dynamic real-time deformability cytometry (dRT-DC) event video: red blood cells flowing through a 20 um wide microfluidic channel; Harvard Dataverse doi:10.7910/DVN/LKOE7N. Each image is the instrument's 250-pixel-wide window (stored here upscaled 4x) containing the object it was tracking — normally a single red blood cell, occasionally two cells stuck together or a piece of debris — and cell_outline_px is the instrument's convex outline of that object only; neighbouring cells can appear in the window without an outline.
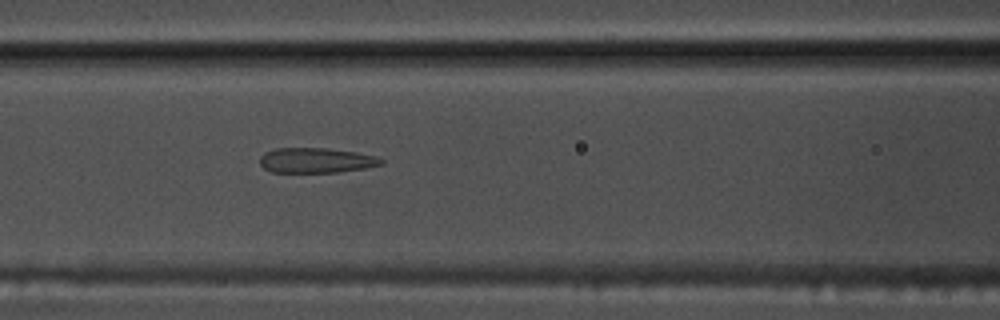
{"species": "common noctule bat (a hibernating species)", "species_latin": "Nyctalus noctula", "temperature_condition": "warm", "stored_images_in_passage": 37, "camera_frame_rate_fps": 3000, "um_per_image_px": 0.085, "animal": {"sex": "male", "body_mass_g": 17.5, "forearm_length_mm": 52.3}, "frame": {"image": 1, "passage_image": 11, "time_ms": 3.333, "image_size_px": [1000, 320], "cell_outline_px": [[384, 164], [364, 168], [336, 172], [272, 172], [264, 168], [260, 164], [260, 156], [264, 152], [276, 148], [328, 148], [356, 152], [376, 156], [384, 160]], "centroid_in_image_um": [26.87, 13.62], "position_along_channel_um": 139.7, "area_um2": 17.74}}
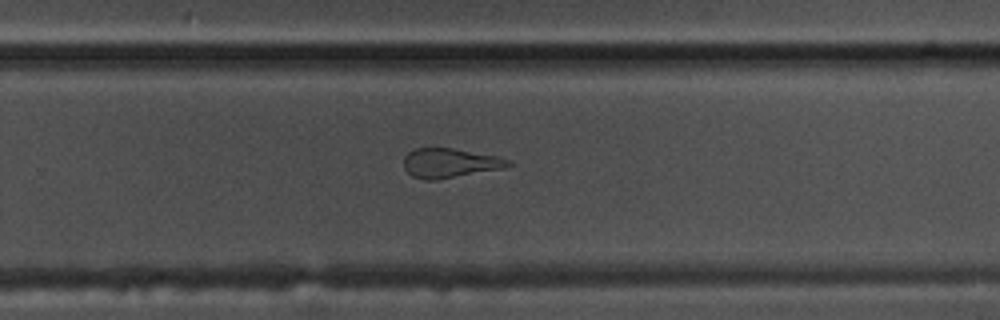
{"frame": {"image": 2, "passage_image": 23, "time_ms": 7.333, "image_size_px": [1000, 320], "cell_outline_px": [[512, 164], [504, 168], [436, 180], [424, 180], [412, 176], [404, 168], [404, 156], [408, 152], [416, 148], [452, 148], [496, 156], [508, 160]], "centroid_in_image_um": [38.2, 13.86], "position_along_channel_um": 291.6, "area_um2": 17.74}}
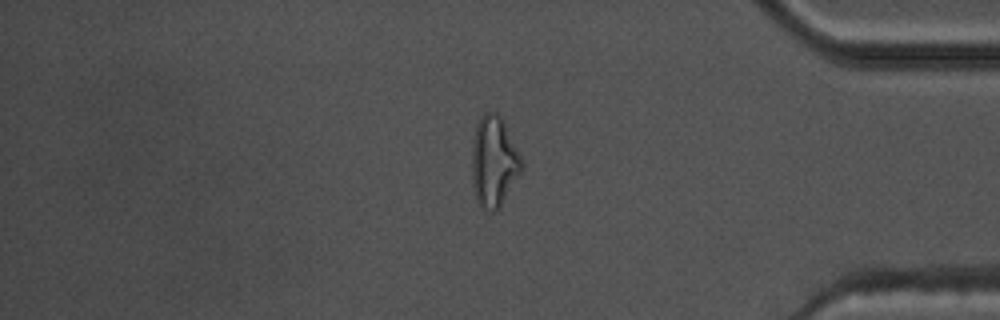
{"frame": {"image": 3, "passage_image": 33, "time_ms": 10.667, "image_size_px": [1000, 320], "cell_outline_px": [[524, 164], [520, 172], [496, 212], [492, 212], [480, 208], [476, 200], [472, 184], [472, 140], [476, 124], [480, 116], [484, 112], [496, 112], [504, 120]], "centroid_in_image_um": [41.95, 13.71], "position_along_channel_um": 393.3, "area_um2": 26.41}, "authors_computed_cell_mechanics": {"area_um2": 18.7272, "velocity_mm_per_s": 3.8128, "shape_relaxation_time_tau1_ms": null, "shape_relaxation_time_tau2_ms": 1.9028, "deformation_change_tau1": null, "deformation_change_tau2": 0.1265}}